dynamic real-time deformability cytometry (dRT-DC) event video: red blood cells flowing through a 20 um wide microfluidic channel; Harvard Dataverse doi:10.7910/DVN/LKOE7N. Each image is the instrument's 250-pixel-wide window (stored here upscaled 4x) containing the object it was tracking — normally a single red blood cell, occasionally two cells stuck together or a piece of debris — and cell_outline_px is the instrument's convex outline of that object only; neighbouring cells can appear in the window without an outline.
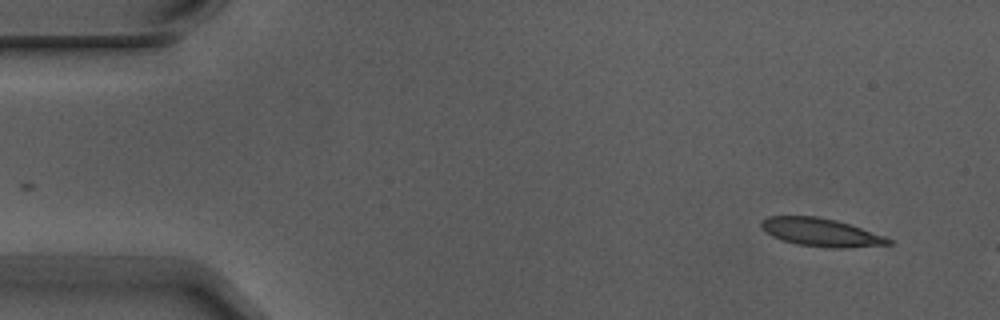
{"species": "Egyptian fruit bat (a non-hibernating species)", "species_latin": "Rousettus aegyptiacus", "temperature_condition": "warm", "stored_images_in_passage": 3, "camera_frame_rate_fps": 3000, "um_per_image_px": 0.085, "animal": {"sex": "male"}, "frame": {"image": 1, "passage_image": 3, "time_ms": 0.667, "image_size_px": [1000, 320], "cell_outline_px": [[896, 240], [892, 244], [844, 248], [832, 248], [796, 244], [780, 240], [764, 232], [760, 224], [760, 220], [768, 216], [816, 216], [836, 220]], "centroid_in_image_um": [69.75, 19.75], "position_along_channel_um": 15.3, "area_um2": 20.92}}